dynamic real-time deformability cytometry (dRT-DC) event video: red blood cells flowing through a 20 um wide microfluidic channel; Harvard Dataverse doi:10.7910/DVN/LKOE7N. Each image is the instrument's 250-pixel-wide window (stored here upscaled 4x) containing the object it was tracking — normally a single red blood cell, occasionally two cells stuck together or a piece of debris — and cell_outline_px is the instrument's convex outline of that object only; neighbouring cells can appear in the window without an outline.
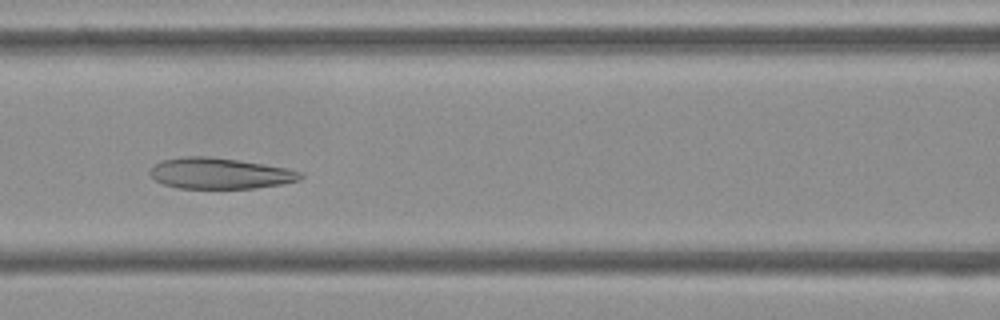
{"species": "Egyptian fruit bat (a non-hibernating species)", "species_latin": "Rousettus aegyptiacus", "temperature_condition": "cold", "stored_images_in_passage": 41, "camera_frame_rate_fps": 3000, "um_per_image_px": 0.085, "frame": {"image": 1, "passage_image": 19, "time_ms": 6.0, "image_size_px": [1000, 320], "cell_outline_px": [[304, 176], [300, 180], [280, 184], [256, 188], [176, 188], [164, 184], [156, 180], [148, 172], [160, 160], [184, 156], [208, 156], [264, 164], [304, 172]], "centroid_in_image_um": [18.69, 14.73], "position_along_channel_um": 147.9, "area_um2": 27.05}}
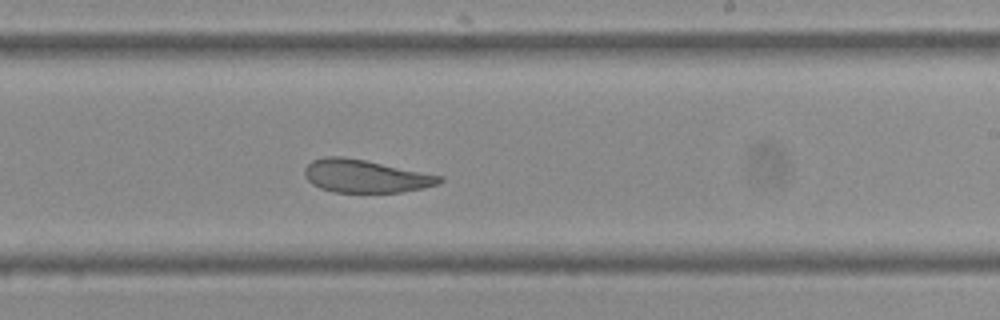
{"frame": {"image": 2, "passage_image": 28, "time_ms": 9.0, "image_size_px": [1000, 320], "cell_outline_px": [[444, 180], [440, 184], [424, 188], [400, 192], [332, 192], [320, 188], [312, 184], [304, 176], [304, 168], [312, 160], [324, 156], [344, 156], [444, 176]], "centroid_in_image_um": [31.06, 14.97], "position_along_channel_um": 257.9, "area_um2": 26.01}}
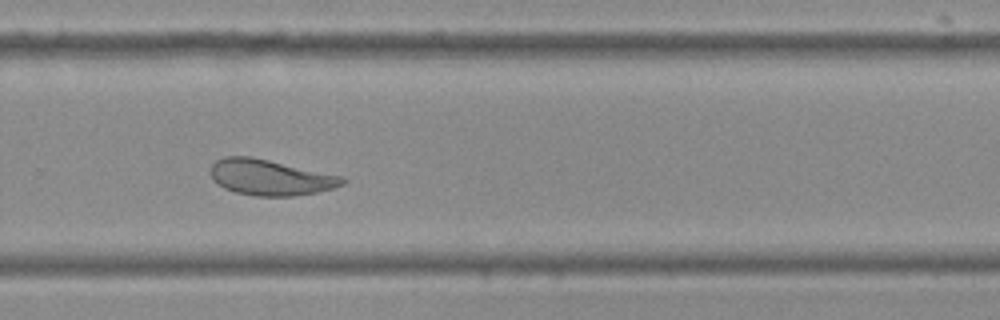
{"frame": {"image": 3, "passage_image": 32, "time_ms": 10.333, "image_size_px": [1000, 320], "cell_outline_px": [[348, 180], [344, 184], [332, 188], [316, 192], [292, 196], [256, 196], [236, 192], [224, 188], [212, 180], [208, 172], [212, 164], [216, 160], [224, 156], [252, 156], [344, 176]], "centroid_in_image_um": [22.95, 15.06], "position_along_channel_um": 306.8, "area_um2": 27.8}, "authors_computed_cell_mechanics": {"area_um2": 29.1312, "velocity_mm_per_s": 3.6769, "shape_relaxation_time_tau1_ms": 7.0713, "shape_relaxation_time_tau2_ms": 2.1129, "deformation_change_tau1": 0.1418, "deformation_change_tau2": 0.0887}}